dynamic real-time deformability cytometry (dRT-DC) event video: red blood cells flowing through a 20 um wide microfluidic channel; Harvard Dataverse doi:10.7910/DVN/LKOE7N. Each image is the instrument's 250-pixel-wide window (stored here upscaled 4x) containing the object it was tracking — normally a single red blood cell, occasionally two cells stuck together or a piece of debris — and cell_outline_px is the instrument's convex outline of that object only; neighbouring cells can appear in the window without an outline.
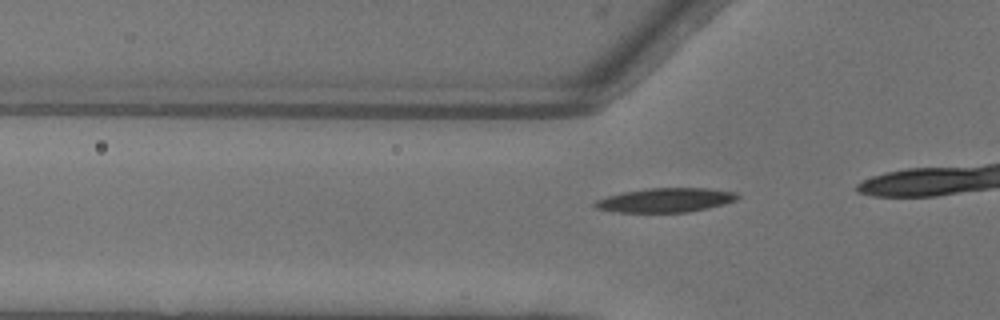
{"species": "common noctule bat (a hibernating species)", "species_latin": "Nyctalus noctula", "temperature_condition": "warm", "stored_images_in_passage": 18, "camera_frame_rate_fps": 3000, "um_per_image_px": 0.085, "animal": {"sex": "female"}, "frame": {"image": 1, "passage_image": 13, "time_ms": 4.0, "image_size_px": [1000, 320], "cell_outline_px": [[740, 196], [736, 200], [724, 204], [708, 208], [688, 212], [616, 212], [596, 208], [592, 204], [596, 200], [608, 196], [624, 192], [648, 188], [708, 188], [736, 192]], "centroid_in_image_um": [56.59, 17.01], "position_along_channel_um": 69.2, "area_um2": 20.06}}
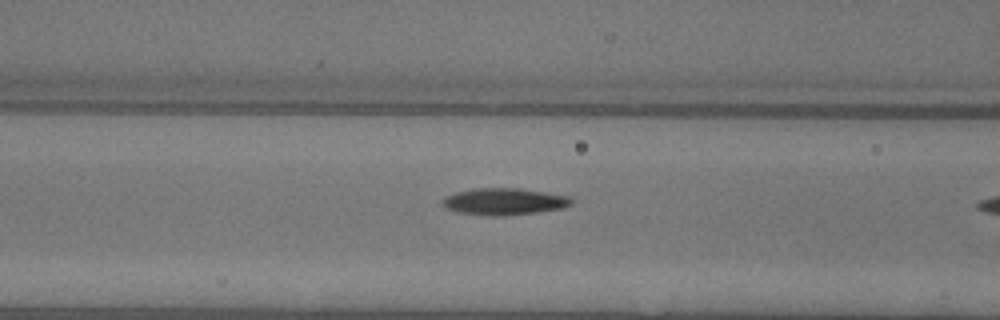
{"frame": {"image": 2, "passage_image": 17, "time_ms": 5.333, "image_size_px": [1000, 320], "cell_outline_px": [[572, 204], [564, 208], [536, 212], [504, 216], [488, 216], [456, 212], [444, 208], [440, 204], [440, 200], [444, 196], [456, 192], [472, 188], [520, 188], [568, 196], [572, 200]], "centroid_in_image_um": [42.77, 17.13], "position_along_channel_um": 123.8, "area_um2": 20.46}}